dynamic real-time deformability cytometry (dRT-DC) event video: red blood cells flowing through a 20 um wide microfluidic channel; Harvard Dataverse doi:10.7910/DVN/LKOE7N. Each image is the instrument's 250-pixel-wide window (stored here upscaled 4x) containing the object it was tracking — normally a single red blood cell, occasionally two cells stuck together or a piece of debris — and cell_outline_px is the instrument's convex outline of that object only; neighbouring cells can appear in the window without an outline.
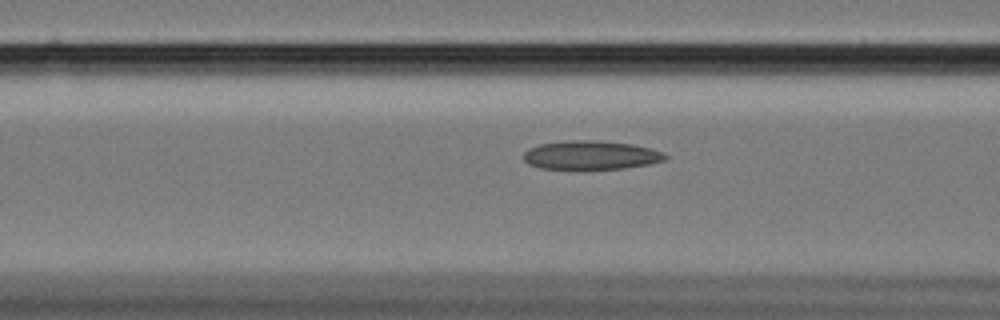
{"species": "Egyptian fruit bat (a non-hibernating species)", "species_latin": "Rousettus aegyptiacus", "temperature_condition": "cold", "stored_images_in_passage": 39, "camera_frame_rate_fps": 3000, "um_per_image_px": 0.085, "animal": {"sex": "female"}, "frame": {"image": 1, "passage_image": 9, "time_ms": 2.667, "image_size_px": [1000, 320], "cell_outline_px": [[668, 156], [664, 160], [648, 164], [624, 168], [580, 172], [576, 172], [540, 168], [528, 164], [524, 160], [524, 152], [528, 148], [540, 144], [572, 140], [596, 140], [632, 144], [652, 148], [664, 152]], "centroid_in_image_um": [50.19, 13.23], "position_along_channel_um": 116.4, "area_um2": 24.8}}
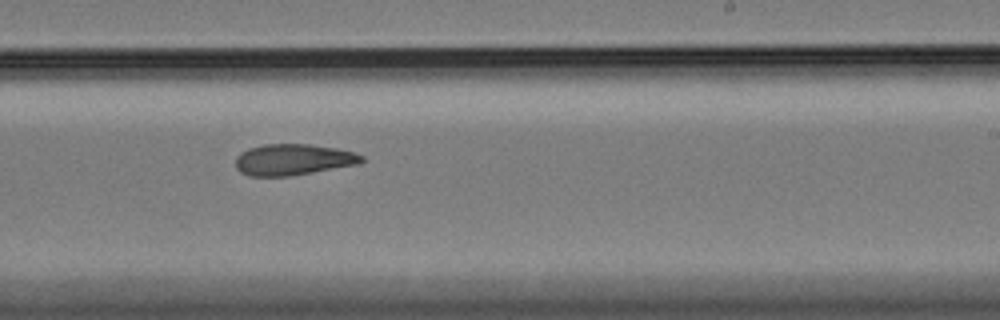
{"frame": {"image": 2, "passage_image": 22, "time_ms": 7.0, "image_size_px": [1000, 320], "cell_outline_px": [[364, 160], [360, 164], [288, 176], [248, 176], [240, 172], [236, 168], [236, 156], [240, 152], [248, 148], [264, 144], [308, 144], [336, 148], [356, 152], [364, 156]], "centroid_in_image_um": [24.92, 13.56], "position_along_channel_um": 264.1, "area_um2": 23.06}}
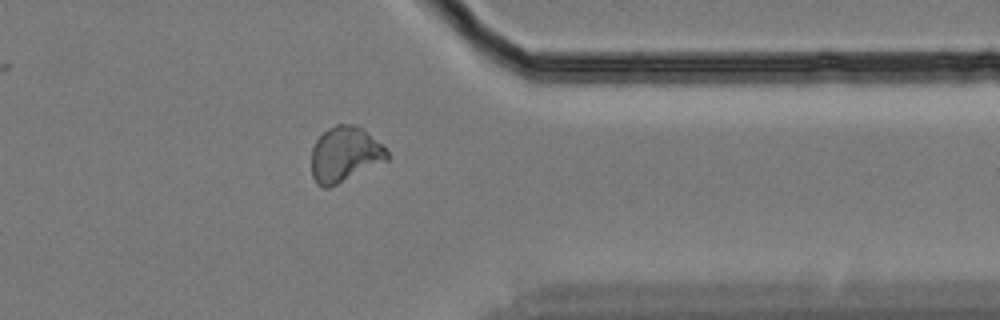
{"frame": {"image": 3, "passage_image": 33, "time_ms": 10.667, "image_size_px": [1000, 320], "cell_outline_px": [[392, 156], [388, 160], [328, 188], [324, 188], [316, 184], [312, 176], [312, 148], [316, 140], [328, 128], [336, 124], [352, 124], [364, 128]], "centroid_in_image_um": [29.31, 13.12], "position_along_channel_um": 382.1, "area_um2": 24.33}, "authors_computed_cell_mechanics": {"area_um2": 23.3512, "velocity_mm_per_s": 3.4076, "shape_relaxation_time_tau1_ms": null, "shape_relaxation_time_tau2_ms": 6.1707, "deformation_change_tau1": null, "deformation_change_tau2": 0.1181}}